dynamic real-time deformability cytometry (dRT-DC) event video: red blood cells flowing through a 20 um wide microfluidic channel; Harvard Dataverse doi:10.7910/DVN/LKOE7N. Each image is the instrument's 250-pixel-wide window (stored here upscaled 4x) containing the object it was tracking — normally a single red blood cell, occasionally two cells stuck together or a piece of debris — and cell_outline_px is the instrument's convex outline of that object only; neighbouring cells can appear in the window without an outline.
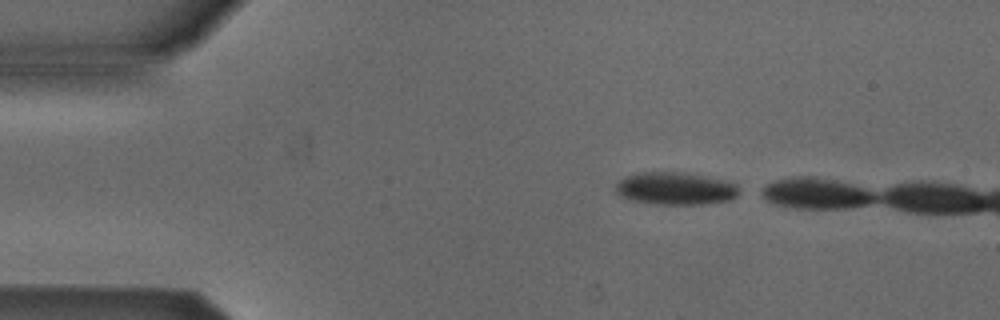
{"species": "Egyptian fruit bat (a non-hibernating species)", "species_latin": "Rousettus aegyptiacus", "temperature_condition": "cold", "stored_images_in_passage": 2, "camera_frame_rate_fps": 3000, "um_per_image_px": 0.085, "animal": {"sex": "male"}, "frame": {"image": 1, "passage_image": 1, "time_ms": 0.0, "image_size_px": [1000, 320], "cell_outline_px": [[744, 192], [728, 200], [704, 204], [652, 204], [632, 200], [620, 196], [616, 192], [616, 184], [620, 180], [628, 176], [644, 172], [680, 172], [720, 180], [736, 184]], "centroid_in_image_um": [57.42, 16.04], "position_along_channel_um": 27.6, "area_um2": 23.12}}